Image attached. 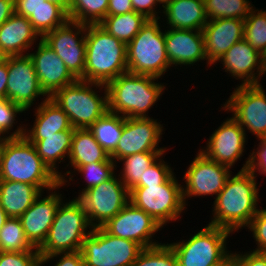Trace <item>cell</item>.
<instances>
[{
  "label": "cell",
  "mask_w": 266,
  "mask_h": 266,
  "mask_svg": "<svg viewBox=\"0 0 266 266\" xmlns=\"http://www.w3.org/2000/svg\"><path fill=\"white\" fill-rule=\"evenodd\" d=\"M258 191L256 176L249 169L230 175L214 200L209 225L227 229L232 234L248 227L259 210Z\"/></svg>",
  "instance_id": "cell-1"
},
{
  "label": "cell",
  "mask_w": 266,
  "mask_h": 266,
  "mask_svg": "<svg viewBox=\"0 0 266 266\" xmlns=\"http://www.w3.org/2000/svg\"><path fill=\"white\" fill-rule=\"evenodd\" d=\"M0 181H17L50 191L60 184L25 137L0 138Z\"/></svg>",
  "instance_id": "cell-2"
},
{
  "label": "cell",
  "mask_w": 266,
  "mask_h": 266,
  "mask_svg": "<svg viewBox=\"0 0 266 266\" xmlns=\"http://www.w3.org/2000/svg\"><path fill=\"white\" fill-rule=\"evenodd\" d=\"M84 81L107 85L128 72L126 44L99 24L86 25Z\"/></svg>",
  "instance_id": "cell-3"
},
{
  "label": "cell",
  "mask_w": 266,
  "mask_h": 266,
  "mask_svg": "<svg viewBox=\"0 0 266 266\" xmlns=\"http://www.w3.org/2000/svg\"><path fill=\"white\" fill-rule=\"evenodd\" d=\"M157 77L126 72L106 85L108 111L126 118H144L164 92ZM147 113V114H146Z\"/></svg>",
  "instance_id": "cell-4"
},
{
  "label": "cell",
  "mask_w": 266,
  "mask_h": 266,
  "mask_svg": "<svg viewBox=\"0 0 266 266\" xmlns=\"http://www.w3.org/2000/svg\"><path fill=\"white\" fill-rule=\"evenodd\" d=\"M104 89L100 96L95 89ZM98 87V88H97ZM67 115L74 129H87L108 111L106 85L77 79L50 97Z\"/></svg>",
  "instance_id": "cell-5"
},
{
  "label": "cell",
  "mask_w": 266,
  "mask_h": 266,
  "mask_svg": "<svg viewBox=\"0 0 266 266\" xmlns=\"http://www.w3.org/2000/svg\"><path fill=\"white\" fill-rule=\"evenodd\" d=\"M89 227V230H87ZM92 226L82 204L75 198L58 206L48 236L38 249L39 256L79 251ZM88 231V232H87Z\"/></svg>",
  "instance_id": "cell-6"
},
{
  "label": "cell",
  "mask_w": 266,
  "mask_h": 266,
  "mask_svg": "<svg viewBox=\"0 0 266 266\" xmlns=\"http://www.w3.org/2000/svg\"><path fill=\"white\" fill-rule=\"evenodd\" d=\"M159 19H148L138 34L126 45L127 68L132 74L161 78L170 68Z\"/></svg>",
  "instance_id": "cell-7"
},
{
  "label": "cell",
  "mask_w": 266,
  "mask_h": 266,
  "mask_svg": "<svg viewBox=\"0 0 266 266\" xmlns=\"http://www.w3.org/2000/svg\"><path fill=\"white\" fill-rule=\"evenodd\" d=\"M230 233L208 224L187 241L169 245L177 257L178 266H219L232 255L226 247Z\"/></svg>",
  "instance_id": "cell-8"
},
{
  "label": "cell",
  "mask_w": 266,
  "mask_h": 266,
  "mask_svg": "<svg viewBox=\"0 0 266 266\" xmlns=\"http://www.w3.org/2000/svg\"><path fill=\"white\" fill-rule=\"evenodd\" d=\"M182 188L173 174L159 186L132 187L129 190L130 202L163 227L169 221H176L186 208Z\"/></svg>",
  "instance_id": "cell-9"
},
{
  "label": "cell",
  "mask_w": 266,
  "mask_h": 266,
  "mask_svg": "<svg viewBox=\"0 0 266 266\" xmlns=\"http://www.w3.org/2000/svg\"><path fill=\"white\" fill-rule=\"evenodd\" d=\"M142 250L138 243L113 236L103 227L93 228L81 248L84 266H131Z\"/></svg>",
  "instance_id": "cell-10"
},
{
  "label": "cell",
  "mask_w": 266,
  "mask_h": 266,
  "mask_svg": "<svg viewBox=\"0 0 266 266\" xmlns=\"http://www.w3.org/2000/svg\"><path fill=\"white\" fill-rule=\"evenodd\" d=\"M114 174L110 179L76 197L87 213L92 228L104 226L129 202V189Z\"/></svg>",
  "instance_id": "cell-11"
},
{
  "label": "cell",
  "mask_w": 266,
  "mask_h": 266,
  "mask_svg": "<svg viewBox=\"0 0 266 266\" xmlns=\"http://www.w3.org/2000/svg\"><path fill=\"white\" fill-rule=\"evenodd\" d=\"M223 110L233 112L232 117L258 140L266 138V93L262 84L238 85L231 93ZM246 128V129H245Z\"/></svg>",
  "instance_id": "cell-12"
},
{
  "label": "cell",
  "mask_w": 266,
  "mask_h": 266,
  "mask_svg": "<svg viewBox=\"0 0 266 266\" xmlns=\"http://www.w3.org/2000/svg\"><path fill=\"white\" fill-rule=\"evenodd\" d=\"M85 36L86 24L68 20L42 38L62 59L70 73L81 80H84L86 60Z\"/></svg>",
  "instance_id": "cell-13"
},
{
  "label": "cell",
  "mask_w": 266,
  "mask_h": 266,
  "mask_svg": "<svg viewBox=\"0 0 266 266\" xmlns=\"http://www.w3.org/2000/svg\"><path fill=\"white\" fill-rule=\"evenodd\" d=\"M163 126L152 117L126 118L121 137L110 158L116 163L126 156L142 152H166L158 146ZM157 147V148H156ZM159 147V148H158ZM117 160V161H116Z\"/></svg>",
  "instance_id": "cell-14"
},
{
  "label": "cell",
  "mask_w": 266,
  "mask_h": 266,
  "mask_svg": "<svg viewBox=\"0 0 266 266\" xmlns=\"http://www.w3.org/2000/svg\"><path fill=\"white\" fill-rule=\"evenodd\" d=\"M230 169L228 166L207 158L199 151L183 177L186 183V186L182 188L184 204L186 205L188 197L213 194L218 196L231 175Z\"/></svg>",
  "instance_id": "cell-15"
},
{
  "label": "cell",
  "mask_w": 266,
  "mask_h": 266,
  "mask_svg": "<svg viewBox=\"0 0 266 266\" xmlns=\"http://www.w3.org/2000/svg\"><path fill=\"white\" fill-rule=\"evenodd\" d=\"M7 68V99L24 112L33 106L36 98L48 97L39 85L33 60L28 53L7 56Z\"/></svg>",
  "instance_id": "cell-16"
},
{
  "label": "cell",
  "mask_w": 266,
  "mask_h": 266,
  "mask_svg": "<svg viewBox=\"0 0 266 266\" xmlns=\"http://www.w3.org/2000/svg\"><path fill=\"white\" fill-rule=\"evenodd\" d=\"M102 227L109 234L134 241L142 248L161 244L154 241L152 237L162 226L131 202Z\"/></svg>",
  "instance_id": "cell-17"
},
{
  "label": "cell",
  "mask_w": 266,
  "mask_h": 266,
  "mask_svg": "<svg viewBox=\"0 0 266 266\" xmlns=\"http://www.w3.org/2000/svg\"><path fill=\"white\" fill-rule=\"evenodd\" d=\"M245 142L246 131L233 117H230L212 133L206 149L199 151L207 158L232 168L243 155Z\"/></svg>",
  "instance_id": "cell-18"
},
{
  "label": "cell",
  "mask_w": 266,
  "mask_h": 266,
  "mask_svg": "<svg viewBox=\"0 0 266 266\" xmlns=\"http://www.w3.org/2000/svg\"><path fill=\"white\" fill-rule=\"evenodd\" d=\"M61 186L64 185L60 183L52 188L50 190L52 192H49L50 194L46 197L42 198L40 194L29 209L19 217L27 240L36 249H39L45 242L56 210L63 201L62 194L56 191Z\"/></svg>",
  "instance_id": "cell-19"
},
{
  "label": "cell",
  "mask_w": 266,
  "mask_h": 266,
  "mask_svg": "<svg viewBox=\"0 0 266 266\" xmlns=\"http://www.w3.org/2000/svg\"><path fill=\"white\" fill-rule=\"evenodd\" d=\"M38 40L37 51L28 54L33 60L41 89L50 97L56 90L74 83L77 79L62 59L42 39Z\"/></svg>",
  "instance_id": "cell-20"
},
{
  "label": "cell",
  "mask_w": 266,
  "mask_h": 266,
  "mask_svg": "<svg viewBox=\"0 0 266 266\" xmlns=\"http://www.w3.org/2000/svg\"><path fill=\"white\" fill-rule=\"evenodd\" d=\"M218 61L222 62L225 72L237 80L242 79L240 85L260 84L259 79L266 73L261 53L245 39L236 42Z\"/></svg>",
  "instance_id": "cell-21"
},
{
  "label": "cell",
  "mask_w": 266,
  "mask_h": 266,
  "mask_svg": "<svg viewBox=\"0 0 266 266\" xmlns=\"http://www.w3.org/2000/svg\"><path fill=\"white\" fill-rule=\"evenodd\" d=\"M202 33L206 63L211 66L221 59L236 42L244 39V20L231 18L208 20Z\"/></svg>",
  "instance_id": "cell-22"
},
{
  "label": "cell",
  "mask_w": 266,
  "mask_h": 266,
  "mask_svg": "<svg viewBox=\"0 0 266 266\" xmlns=\"http://www.w3.org/2000/svg\"><path fill=\"white\" fill-rule=\"evenodd\" d=\"M165 45L170 66H193L200 60H207L201 30L169 28L165 30Z\"/></svg>",
  "instance_id": "cell-23"
},
{
  "label": "cell",
  "mask_w": 266,
  "mask_h": 266,
  "mask_svg": "<svg viewBox=\"0 0 266 266\" xmlns=\"http://www.w3.org/2000/svg\"><path fill=\"white\" fill-rule=\"evenodd\" d=\"M39 37L29 19L16 13L0 26V47L6 56L26 55Z\"/></svg>",
  "instance_id": "cell-24"
},
{
  "label": "cell",
  "mask_w": 266,
  "mask_h": 266,
  "mask_svg": "<svg viewBox=\"0 0 266 266\" xmlns=\"http://www.w3.org/2000/svg\"><path fill=\"white\" fill-rule=\"evenodd\" d=\"M74 128L70 130L56 132L51 135H43V139H28L35 147L37 154L41 157L49 169L59 177L60 183L65 185L68 181L65 175L69 176V181H72L73 174L67 170L64 175L57 171V163L64 161L65 157H69ZM59 161V162H58ZM72 175V176H71Z\"/></svg>",
  "instance_id": "cell-25"
},
{
  "label": "cell",
  "mask_w": 266,
  "mask_h": 266,
  "mask_svg": "<svg viewBox=\"0 0 266 266\" xmlns=\"http://www.w3.org/2000/svg\"><path fill=\"white\" fill-rule=\"evenodd\" d=\"M163 10L169 28L202 31L208 21L204 0H172Z\"/></svg>",
  "instance_id": "cell-26"
},
{
  "label": "cell",
  "mask_w": 266,
  "mask_h": 266,
  "mask_svg": "<svg viewBox=\"0 0 266 266\" xmlns=\"http://www.w3.org/2000/svg\"><path fill=\"white\" fill-rule=\"evenodd\" d=\"M35 110L36 118L32 129L24 130L27 139H43V135L72 128L68 115L49 97H44L43 102Z\"/></svg>",
  "instance_id": "cell-27"
},
{
  "label": "cell",
  "mask_w": 266,
  "mask_h": 266,
  "mask_svg": "<svg viewBox=\"0 0 266 266\" xmlns=\"http://www.w3.org/2000/svg\"><path fill=\"white\" fill-rule=\"evenodd\" d=\"M41 193L38 187L31 184L0 181V205L7 217L19 218Z\"/></svg>",
  "instance_id": "cell-28"
},
{
  "label": "cell",
  "mask_w": 266,
  "mask_h": 266,
  "mask_svg": "<svg viewBox=\"0 0 266 266\" xmlns=\"http://www.w3.org/2000/svg\"><path fill=\"white\" fill-rule=\"evenodd\" d=\"M110 155L96 141L92 132L87 129H74L72 137L71 150L69 154V167L74 171L79 166H83L93 162L106 161Z\"/></svg>",
  "instance_id": "cell-29"
},
{
  "label": "cell",
  "mask_w": 266,
  "mask_h": 266,
  "mask_svg": "<svg viewBox=\"0 0 266 266\" xmlns=\"http://www.w3.org/2000/svg\"><path fill=\"white\" fill-rule=\"evenodd\" d=\"M147 20L144 15L130 11L122 15H107L99 25L127 45Z\"/></svg>",
  "instance_id": "cell-30"
},
{
  "label": "cell",
  "mask_w": 266,
  "mask_h": 266,
  "mask_svg": "<svg viewBox=\"0 0 266 266\" xmlns=\"http://www.w3.org/2000/svg\"><path fill=\"white\" fill-rule=\"evenodd\" d=\"M124 125V117L107 111L88 129L92 132L96 141L110 155L118 144Z\"/></svg>",
  "instance_id": "cell-31"
},
{
  "label": "cell",
  "mask_w": 266,
  "mask_h": 266,
  "mask_svg": "<svg viewBox=\"0 0 266 266\" xmlns=\"http://www.w3.org/2000/svg\"><path fill=\"white\" fill-rule=\"evenodd\" d=\"M28 19L41 39L69 20L68 13L61 6L47 0H39V7Z\"/></svg>",
  "instance_id": "cell-32"
},
{
  "label": "cell",
  "mask_w": 266,
  "mask_h": 266,
  "mask_svg": "<svg viewBox=\"0 0 266 266\" xmlns=\"http://www.w3.org/2000/svg\"><path fill=\"white\" fill-rule=\"evenodd\" d=\"M164 153L142 152L122 158L123 170L119 174L122 183L130 190L138 181H143L146 170Z\"/></svg>",
  "instance_id": "cell-33"
},
{
  "label": "cell",
  "mask_w": 266,
  "mask_h": 266,
  "mask_svg": "<svg viewBox=\"0 0 266 266\" xmlns=\"http://www.w3.org/2000/svg\"><path fill=\"white\" fill-rule=\"evenodd\" d=\"M109 0H71L68 18L81 24H99L108 15Z\"/></svg>",
  "instance_id": "cell-34"
},
{
  "label": "cell",
  "mask_w": 266,
  "mask_h": 266,
  "mask_svg": "<svg viewBox=\"0 0 266 266\" xmlns=\"http://www.w3.org/2000/svg\"><path fill=\"white\" fill-rule=\"evenodd\" d=\"M207 20L228 18L245 20L254 8L249 0H204Z\"/></svg>",
  "instance_id": "cell-35"
},
{
  "label": "cell",
  "mask_w": 266,
  "mask_h": 266,
  "mask_svg": "<svg viewBox=\"0 0 266 266\" xmlns=\"http://www.w3.org/2000/svg\"><path fill=\"white\" fill-rule=\"evenodd\" d=\"M0 251L38 252L27 240L19 218L6 219L0 231Z\"/></svg>",
  "instance_id": "cell-36"
},
{
  "label": "cell",
  "mask_w": 266,
  "mask_h": 266,
  "mask_svg": "<svg viewBox=\"0 0 266 266\" xmlns=\"http://www.w3.org/2000/svg\"><path fill=\"white\" fill-rule=\"evenodd\" d=\"M244 39L260 53L266 48V11L253 8L244 20Z\"/></svg>",
  "instance_id": "cell-37"
},
{
  "label": "cell",
  "mask_w": 266,
  "mask_h": 266,
  "mask_svg": "<svg viewBox=\"0 0 266 266\" xmlns=\"http://www.w3.org/2000/svg\"><path fill=\"white\" fill-rule=\"evenodd\" d=\"M131 266H178L177 257L167 244L143 248Z\"/></svg>",
  "instance_id": "cell-38"
},
{
  "label": "cell",
  "mask_w": 266,
  "mask_h": 266,
  "mask_svg": "<svg viewBox=\"0 0 266 266\" xmlns=\"http://www.w3.org/2000/svg\"><path fill=\"white\" fill-rule=\"evenodd\" d=\"M115 163L110 157L103 162H93L83 166H79L75 170L83 174L85 180L87 181L86 187L82 189L79 193H83L84 191L99 185L100 183L110 179L114 174L115 168H117Z\"/></svg>",
  "instance_id": "cell-39"
},
{
  "label": "cell",
  "mask_w": 266,
  "mask_h": 266,
  "mask_svg": "<svg viewBox=\"0 0 266 266\" xmlns=\"http://www.w3.org/2000/svg\"><path fill=\"white\" fill-rule=\"evenodd\" d=\"M24 110L11 102L8 99L0 100V138L5 137H20L24 136L25 128L23 126H19L13 133H9L12 131V127L15 124L17 114L22 113ZM9 134V136H5Z\"/></svg>",
  "instance_id": "cell-40"
},
{
  "label": "cell",
  "mask_w": 266,
  "mask_h": 266,
  "mask_svg": "<svg viewBox=\"0 0 266 266\" xmlns=\"http://www.w3.org/2000/svg\"><path fill=\"white\" fill-rule=\"evenodd\" d=\"M157 159L143 175V181H138L133 187H148V185H161L173 174L172 168L163 159ZM163 160V161H162Z\"/></svg>",
  "instance_id": "cell-41"
},
{
  "label": "cell",
  "mask_w": 266,
  "mask_h": 266,
  "mask_svg": "<svg viewBox=\"0 0 266 266\" xmlns=\"http://www.w3.org/2000/svg\"><path fill=\"white\" fill-rule=\"evenodd\" d=\"M39 252L0 251V266H39Z\"/></svg>",
  "instance_id": "cell-42"
},
{
  "label": "cell",
  "mask_w": 266,
  "mask_h": 266,
  "mask_svg": "<svg viewBox=\"0 0 266 266\" xmlns=\"http://www.w3.org/2000/svg\"><path fill=\"white\" fill-rule=\"evenodd\" d=\"M248 229L252 232L257 244V248L253 249V251L266 253V209L259 208L257 214L252 218Z\"/></svg>",
  "instance_id": "cell-43"
},
{
  "label": "cell",
  "mask_w": 266,
  "mask_h": 266,
  "mask_svg": "<svg viewBox=\"0 0 266 266\" xmlns=\"http://www.w3.org/2000/svg\"><path fill=\"white\" fill-rule=\"evenodd\" d=\"M254 150H252L240 171L249 169L256 177V172L266 175V141L260 140L257 149Z\"/></svg>",
  "instance_id": "cell-44"
},
{
  "label": "cell",
  "mask_w": 266,
  "mask_h": 266,
  "mask_svg": "<svg viewBox=\"0 0 266 266\" xmlns=\"http://www.w3.org/2000/svg\"><path fill=\"white\" fill-rule=\"evenodd\" d=\"M62 255V256H61ZM61 257L55 266H84V259L81 250L75 252L56 253L53 255L40 256L39 266H43L55 257Z\"/></svg>",
  "instance_id": "cell-45"
},
{
  "label": "cell",
  "mask_w": 266,
  "mask_h": 266,
  "mask_svg": "<svg viewBox=\"0 0 266 266\" xmlns=\"http://www.w3.org/2000/svg\"><path fill=\"white\" fill-rule=\"evenodd\" d=\"M235 266H266V253L246 252L244 254L233 253Z\"/></svg>",
  "instance_id": "cell-46"
},
{
  "label": "cell",
  "mask_w": 266,
  "mask_h": 266,
  "mask_svg": "<svg viewBox=\"0 0 266 266\" xmlns=\"http://www.w3.org/2000/svg\"><path fill=\"white\" fill-rule=\"evenodd\" d=\"M134 12L144 15L148 19H160L156 6L157 0H131Z\"/></svg>",
  "instance_id": "cell-47"
},
{
  "label": "cell",
  "mask_w": 266,
  "mask_h": 266,
  "mask_svg": "<svg viewBox=\"0 0 266 266\" xmlns=\"http://www.w3.org/2000/svg\"><path fill=\"white\" fill-rule=\"evenodd\" d=\"M39 7V0H14V13L29 18Z\"/></svg>",
  "instance_id": "cell-48"
},
{
  "label": "cell",
  "mask_w": 266,
  "mask_h": 266,
  "mask_svg": "<svg viewBox=\"0 0 266 266\" xmlns=\"http://www.w3.org/2000/svg\"><path fill=\"white\" fill-rule=\"evenodd\" d=\"M134 11L131 0H109L108 15H122Z\"/></svg>",
  "instance_id": "cell-49"
},
{
  "label": "cell",
  "mask_w": 266,
  "mask_h": 266,
  "mask_svg": "<svg viewBox=\"0 0 266 266\" xmlns=\"http://www.w3.org/2000/svg\"><path fill=\"white\" fill-rule=\"evenodd\" d=\"M8 68L7 58L0 61V100L7 99Z\"/></svg>",
  "instance_id": "cell-50"
},
{
  "label": "cell",
  "mask_w": 266,
  "mask_h": 266,
  "mask_svg": "<svg viewBox=\"0 0 266 266\" xmlns=\"http://www.w3.org/2000/svg\"><path fill=\"white\" fill-rule=\"evenodd\" d=\"M14 14V0H0V26Z\"/></svg>",
  "instance_id": "cell-51"
},
{
  "label": "cell",
  "mask_w": 266,
  "mask_h": 266,
  "mask_svg": "<svg viewBox=\"0 0 266 266\" xmlns=\"http://www.w3.org/2000/svg\"><path fill=\"white\" fill-rule=\"evenodd\" d=\"M49 2H53L61 6L67 13L69 12V7L71 4V0H47Z\"/></svg>",
  "instance_id": "cell-52"
},
{
  "label": "cell",
  "mask_w": 266,
  "mask_h": 266,
  "mask_svg": "<svg viewBox=\"0 0 266 266\" xmlns=\"http://www.w3.org/2000/svg\"><path fill=\"white\" fill-rule=\"evenodd\" d=\"M7 218L8 217H7L6 213H5V211L3 210V208L0 205V231H1V228L4 225V223H5Z\"/></svg>",
  "instance_id": "cell-53"
},
{
  "label": "cell",
  "mask_w": 266,
  "mask_h": 266,
  "mask_svg": "<svg viewBox=\"0 0 266 266\" xmlns=\"http://www.w3.org/2000/svg\"><path fill=\"white\" fill-rule=\"evenodd\" d=\"M219 266H235L233 255H231L224 263Z\"/></svg>",
  "instance_id": "cell-54"
},
{
  "label": "cell",
  "mask_w": 266,
  "mask_h": 266,
  "mask_svg": "<svg viewBox=\"0 0 266 266\" xmlns=\"http://www.w3.org/2000/svg\"><path fill=\"white\" fill-rule=\"evenodd\" d=\"M172 0H157L159 4H162V7L164 8L168 3H170Z\"/></svg>",
  "instance_id": "cell-55"
},
{
  "label": "cell",
  "mask_w": 266,
  "mask_h": 266,
  "mask_svg": "<svg viewBox=\"0 0 266 266\" xmlns=\"http://www.w3.org/2000/svg\"><path fill=\"white\" fill-rule=\"evenodd\" d=\"M261 57H262V62H263V64L266 66V48H265L264 51L261 53Z\"/></svg>",
  "instance_id": "cell-56"
},
{
  "label": "cell",
  "mask_w": 266,
  "mask_h": 266,
  "mask_svg": "<svg viewBox=\"0 0 266 266\" xmlns=\"http://www.w3.org/2000/svg\"><path fill=\"white\" fill-rule=\"evenodd\" d=\"M7 56L4 54V52L2 51L1 47H0V61L6 59Z\"/></svg>",
  "instance_id": "cell-57"
}]
</instances>
